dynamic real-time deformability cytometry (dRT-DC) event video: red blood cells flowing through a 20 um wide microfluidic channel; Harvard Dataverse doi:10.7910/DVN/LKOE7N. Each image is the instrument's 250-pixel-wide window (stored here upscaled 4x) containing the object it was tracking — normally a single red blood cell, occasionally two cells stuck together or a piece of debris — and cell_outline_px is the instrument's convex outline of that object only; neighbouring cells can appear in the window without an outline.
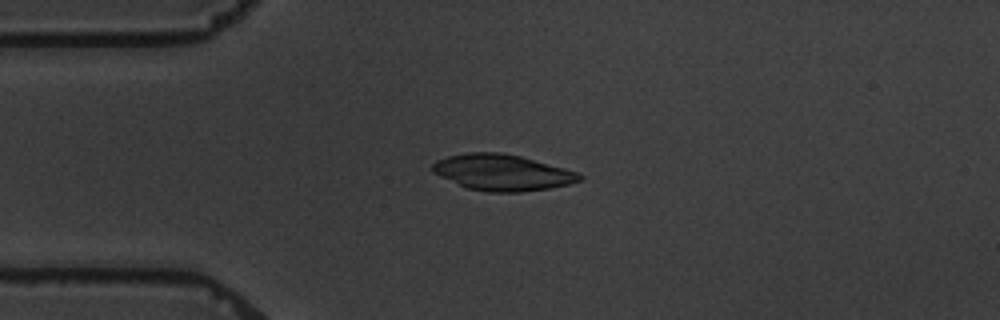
{"species": "common noctule bat (a hibernating species)", "species_latin": "Nyctalus noctula", "temperature_condition": "warm", "stored_images_in_passage": 8, "camera_frame_rate_fps": 3000, "um_per_image_px": 0.085, "animal": {"sex": "male", "body_mass_g": 19.5, "forearm_length_mm": 54.6}, "frame": {"image": 1, "passage_image": 3, "time_ms": 2.333, "image_size_px": [1000, 320], "cell_outline_px": [[584, 176], [580, 180], [568, 184], [548, 188], [520, 192], [488, 192], [468, 188], [440, 176], [432, 172], [432, 164], [436, 160], [448, 156], [468, 152], [500, 152], [520, 156], [580, 172]], "centroid_in_image_um": [42.7, 14.65], "position_along_channel_um": 42.3, "area_um2": 30.81}}
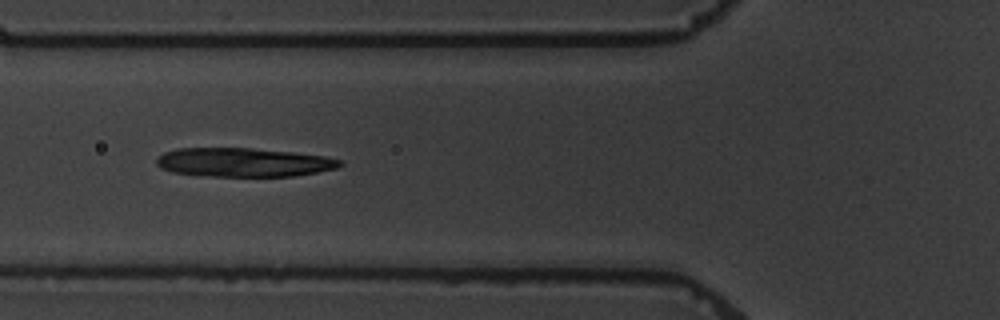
{"frame": {"image": 2, "passage_image": 5, "time_ms": 4.667, "image_size_px": [1000, 320], "cell_outline_px": [[344, 164], [336, 168], [316, 172], [292, 176], [212, 176], [172, 172], [160, 168], [156, 164], [156, 160], [164, 152], [176, 148], [252, 148], [292, 152], [324, 156], [340, 160]], "centroid_in_image_um": [20.68, 13.79], "position_along_channel_um": 105.1, "area_um2": 30.69}}